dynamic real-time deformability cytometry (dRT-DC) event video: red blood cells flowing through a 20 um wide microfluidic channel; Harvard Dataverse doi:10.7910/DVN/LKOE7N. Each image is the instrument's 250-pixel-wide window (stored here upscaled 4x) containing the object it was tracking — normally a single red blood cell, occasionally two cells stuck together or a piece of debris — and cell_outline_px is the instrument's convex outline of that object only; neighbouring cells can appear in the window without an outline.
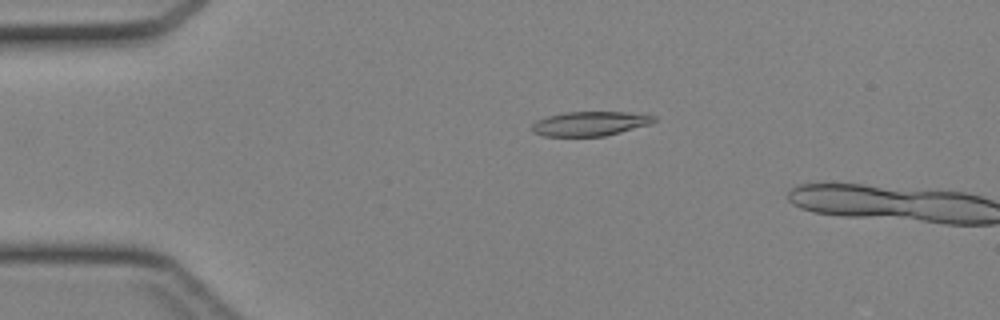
{"species": "Egyptian fruit bat (a non-hibernating species)", "species_latin": "Rousettus aegyptiacus", "temperature_condition": "cold", "stored_images_in_passage": 12, "camera_frame_rate_fps": 3000, "um_per_image_px": 0.085, "animal": {"sex": "female"}, "frame": {"image": 1, "passage_image": 10, "time_ms": 3.0, "image_size_px": [1000, 320], "cell_outline_px": [[656, 120], [648, 124], [620, 132], [604, 136], [544, 136], [532, 132], [532, 124], [536, 120], [548, 116], [564, 112], [624, 112], [656, 116]], "centroid_in_image_um": [50.09, 10.51], "position_along_channel_um": 34.9, "area_um2": 17.17}}